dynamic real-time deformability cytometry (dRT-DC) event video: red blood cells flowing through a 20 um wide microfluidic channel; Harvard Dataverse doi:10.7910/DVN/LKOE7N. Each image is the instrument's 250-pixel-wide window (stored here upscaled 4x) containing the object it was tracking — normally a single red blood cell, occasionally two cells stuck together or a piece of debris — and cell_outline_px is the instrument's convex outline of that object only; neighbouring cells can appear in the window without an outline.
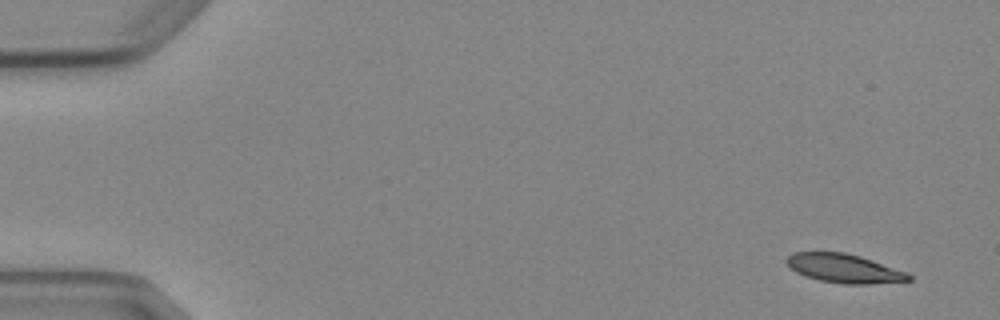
{"species": "Egyptian fruit bat (a non-hibernating species)", "species_latin": "Rousettus aegyptiacus", "temperature_condition": "cold", "stored_images_in_passage": 6, "camera_frame_rate_fps": 3000, "um_per_image_px": 0.085, "animal": {"sex": "female"}, "frame": {"image": 1, "passage_image": 1, "time_ms": 0.0, "image_size_px": [1000, 320], "cell_outline_px": [[912, 280], [872, 284], [844, 284], [820, 280], [804, 276], [796, 272], [784, 260], [792, 252], [844, 252], [860, 256], [908, 272], [912, 276]], "centroid_in_image_um": [71.77, 22.81], "position_along_channel_um": 13.2, "area_um2": 20.58}}
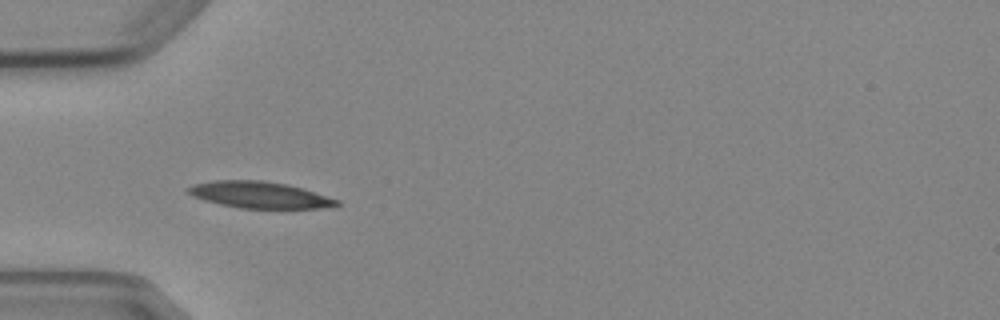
{"frame": {"image": 2, "passage_image": 5, "time_ms": 4.667, "image_size_px": [1000, 320], "cell_outline_px": [[340, 204], [336, 208], [240, 208], [220, 204], [204, 200], [192, 196], [184, 188], [192, 184], [212, 180], [264, 180], [304, 188], [340, 200]], "centroid_in_image_um": [22.08, 16.56], "position_along_channel_um": 62.9, "area_um2": 23.29}}
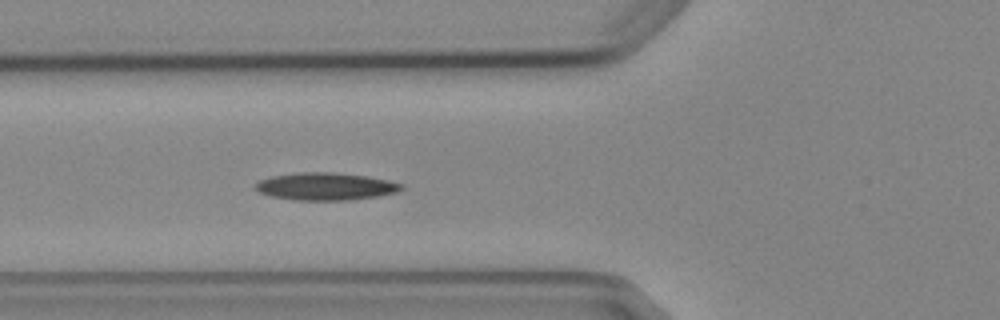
{"frame": {"image": 3, "passage_image": 6, "time_ms": 5.667, "image_size_px": [1000, 320], "cell_outline_px": [[404, 188], [396, 192], [376, 196], [348, 200], [296, 200], [272, 196], [260, 192], [252, 188], [260, 180], [272, 176], [300, 172], [332, 172], [368, 176], [388, 180], [404, 184]], "centroid_in_image_um": [27.68, 15.84], "position_along_channel_um": 98.1, "area_um2": 23.29}}